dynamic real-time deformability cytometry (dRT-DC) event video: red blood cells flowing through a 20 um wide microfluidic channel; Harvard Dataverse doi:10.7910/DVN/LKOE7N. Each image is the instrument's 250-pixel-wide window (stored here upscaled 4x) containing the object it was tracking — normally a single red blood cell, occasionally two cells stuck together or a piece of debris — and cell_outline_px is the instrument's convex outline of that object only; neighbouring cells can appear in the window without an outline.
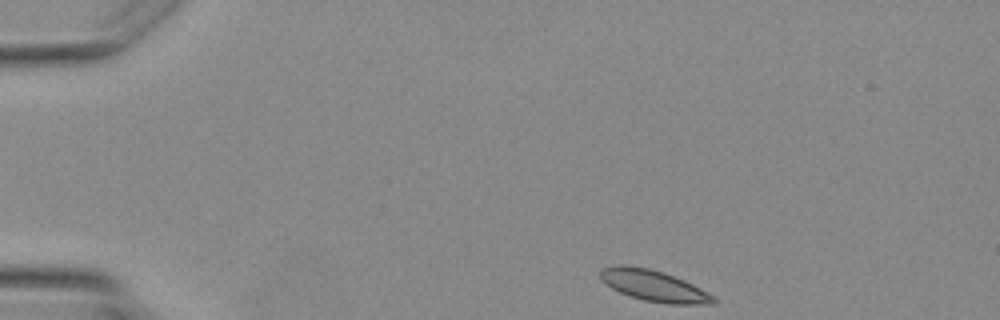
{"species": "Egyptian fruit bat (a non-hibernating species)", "species_latin": "Rousettus aegyptiacus", "temperature_condition": "warm", "stored_images_in_passage": 3, "camera_frame_rate_fps": 3000, "um_per_image_px": 0.085, "animal": {"sex": "female"}, "frame": {"image": 1, "passage_image": 1, "time_ms": 0.0, "image_size_px": [1000, 320], "cell_outline_px": [[716, 300], [712, 304], [668, 304], [644, 300], [628, 296], [612, 288], [600, 276], [600, 272], [604, 268], [620, 264], [624, 264], [652, 268], [664, 272], [684, 280], [716, 296]], "centroid_in_image_um": [55.61, 24.28], "position_along_channel_um": 29.4, "area_um2": 20.52}}
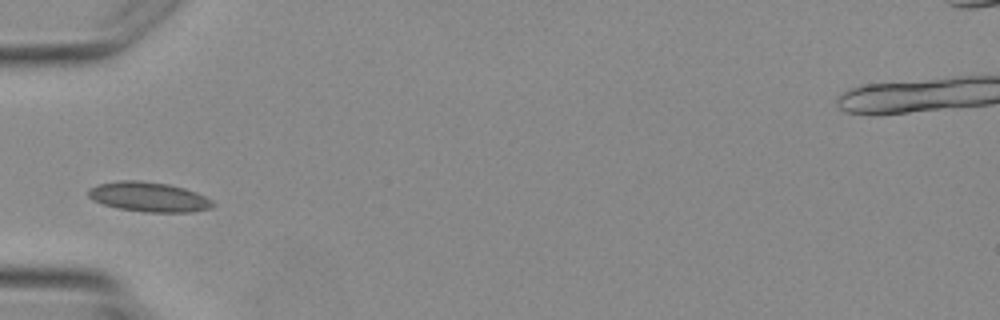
{"frame": {"image": 2, "passage_image": 3, "time_ms": 2.333, "image_size_px": [1000, 320], "cell_outline_px": [[216, 204], [212, 208], [192, 212], [144, 212], [116, 208], [92, 200], [88, 196], [88, 188], [96, 184], [120, 180], [140, 180], [168, 184], [184, 188], [196, 192], [212, 200]], "centroid_in_image_um": [12.63, 16.74], "position_along_channel_um": 72.4, "area_um2": 21.79}}